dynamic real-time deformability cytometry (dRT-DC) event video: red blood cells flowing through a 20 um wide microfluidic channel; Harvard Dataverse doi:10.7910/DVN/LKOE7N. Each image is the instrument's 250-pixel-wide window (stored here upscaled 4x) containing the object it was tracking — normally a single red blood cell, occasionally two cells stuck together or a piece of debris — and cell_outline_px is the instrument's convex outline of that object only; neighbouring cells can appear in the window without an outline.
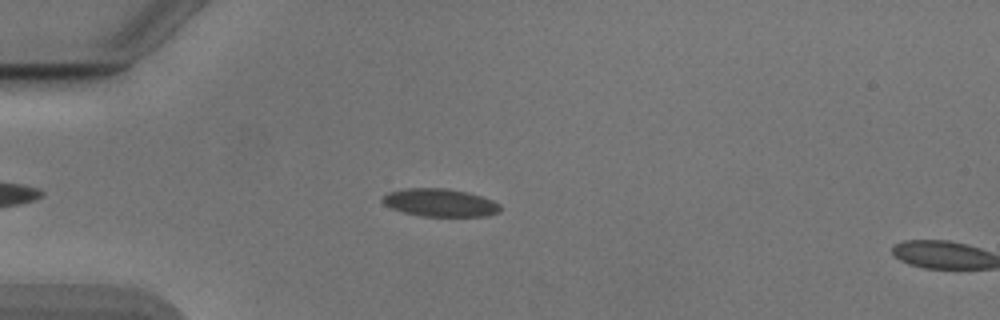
{"species": "Egyptian fruit bat (a non-hibernating species)", "species_latin": "Rousettus aegyptiacus", "temperature_condition": "cold", "stored_images_in_passage": 13, "camera_frame_rate_fps": 3000, "um_per_image_px": 0.085, "animal": {"sex": "male"}, "frame": {"image": 1, "passage_image": 11, "time_ms": 3.333, "image_size_px": [1000, 320], "cell_outline_px": [[500, 212], [484, 216], [420, 216], [404, 212], [392, 208], [384, 204], [380, 200], [388, 192], [408, 188], [444, 188], [464, 192], [480, 196], [492, 200], [500, 204]], "centroid_in_image_um": [37.38, 17.23], "position_along_channel_um": 47.6, "area_um2": 18.9}}